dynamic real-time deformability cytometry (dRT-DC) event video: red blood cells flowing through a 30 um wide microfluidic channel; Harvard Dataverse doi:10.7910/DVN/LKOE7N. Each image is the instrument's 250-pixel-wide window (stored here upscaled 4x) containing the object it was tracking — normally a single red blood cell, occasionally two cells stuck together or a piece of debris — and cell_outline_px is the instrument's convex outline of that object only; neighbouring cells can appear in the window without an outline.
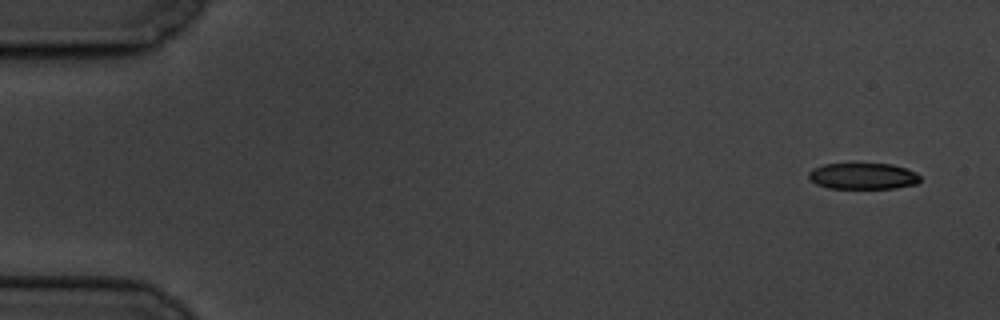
{"species": "common noctule bat (a hibernating species)", "species_latin": "Nyctalus noctula", "temperature_condition": "cold", "stored_images_in_passage": 5, "camera_frame_rate_fps": 3000, "um_per_image_px": 0.085, "animal": {"sex": "male", "body_mass_g": 19.5, "forearm_length_mm": 54.6}, "frame": {"image": 1, "passage_image": 1, "time_ms": 0.0, "image_size_px": [1000, 320], "cell_outline_px": [[920, 180], [916, 184], [896, 188], [828, 188], [816, 184], [808, 176], [808, 172], [812, 168], [824, 164], [892, 164], [916, 172], [920, 176]], "centroid_in_image_um": [73.35, 14.97], "position_along_channel_um": 11.7, "area_um2": 16.99}}
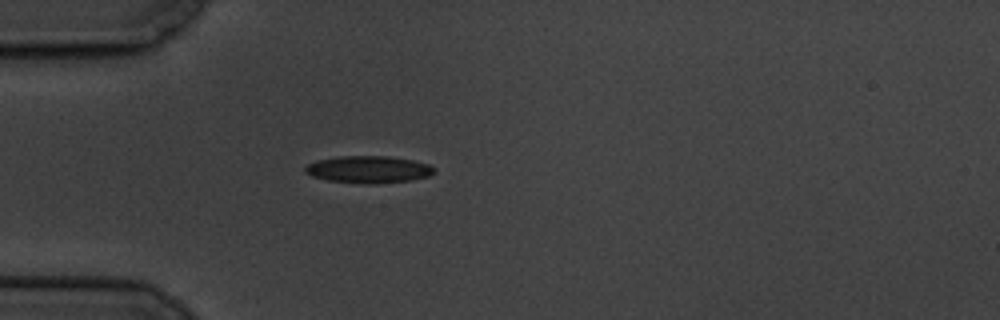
{"frame": {"image": 2, "passage_image": 5, "time_ms": 4.667, "image_size_px": [1000, 320], "cell_outline_px": [[436, 168], [428, 176], [412, 180], [376, 184], [368, 184], [328, 180], [312, 176], [304, 172], [304, 168], [308, 164], [316, 160], [340, 156], [388, 156], [412, 160], [428, 164]], "centroid_in_image_um": [31.31, 14.4], "position_along_channel_um": 53.7, "area_um2": 20.35}}